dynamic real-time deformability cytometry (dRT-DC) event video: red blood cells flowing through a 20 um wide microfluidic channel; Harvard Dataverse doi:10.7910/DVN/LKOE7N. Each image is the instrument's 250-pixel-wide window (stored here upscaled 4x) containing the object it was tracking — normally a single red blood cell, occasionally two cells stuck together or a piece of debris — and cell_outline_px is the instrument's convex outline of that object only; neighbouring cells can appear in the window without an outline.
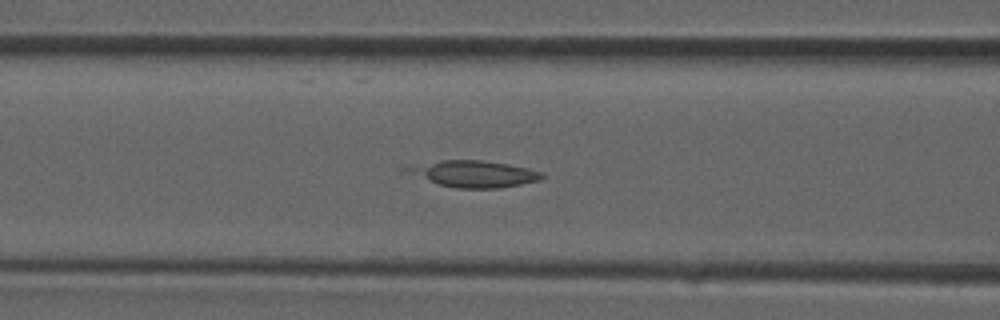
{"species": "common noctule bat (a hibernating species)", "species_latin": "Nyctalus noctula", "temperature_condition": "room temperature", "stored_images_in_passage": 29, "camera_frame_rate_fps": 3000, "um_per_image_px": 0.085, "animal": {"sex": "male", "forearm_length_mm": 52.5}, "frame": {"image": 1, "passage_image": 15, "time_ms": 4.667, "image_size_px": [1000, 320], "cell_outline_px": [[544, 176], [540, 180], [500, 188], [456, 188], [440, 184], [408, 172], [400, 168], [440, 160], [480, 160], [508, 164], [528, 168], [544, 172]], "centroid_in_image_um": [40.34, 14.77], "position_along_channel_um": 126.3, "area_um2": 20.52}}
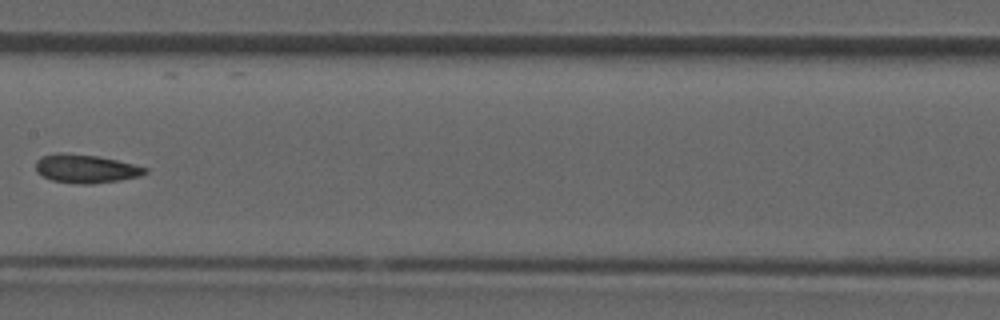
{"frame": {"image": 2, "passage_image": 19, "time_ms": 6.0, "image_size_px": [1000, 320], "cell_outline_px": [[148, 172], [140, 176], [120, 180], [92, 184], [76, 184], [52, 180], [36, 172], [36, 160], [40, 156], [56, 152], [64, 152], [96, 156], [116, 160], [148, 168]], "centroid_in_image_um": [7.26, 14.33], "position_along_channel_um": 200.1, "area_um2": 18.26}}